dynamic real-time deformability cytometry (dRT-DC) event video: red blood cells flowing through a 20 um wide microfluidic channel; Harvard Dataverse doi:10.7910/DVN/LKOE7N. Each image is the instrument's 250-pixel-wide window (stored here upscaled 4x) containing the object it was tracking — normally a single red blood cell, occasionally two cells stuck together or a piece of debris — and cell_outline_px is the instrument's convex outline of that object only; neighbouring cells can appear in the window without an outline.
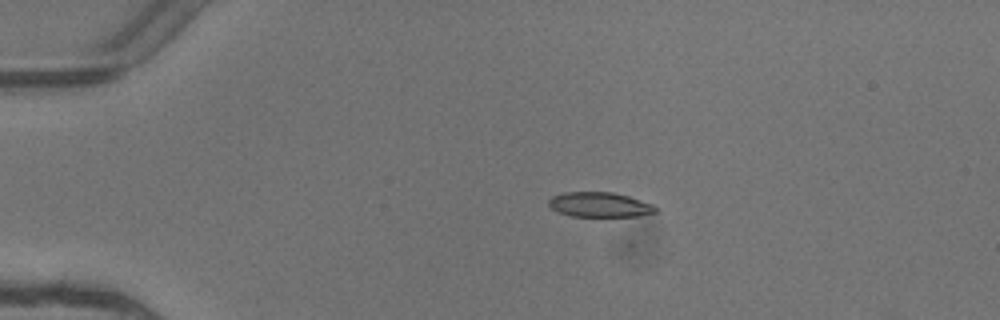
{"species": "common noctule bat (a hibernating species)", "species_latin": "Nyctalus noctula", "temperature_condition": "warm", "stored_images_in_passage": 2, "camera_frame_rate_fps": 3000, "um_per_image_px": 0.085, "animal": {"sex": "female"}, "frame": {"image": 1, "passage_image": 2, "time_ms": 0.333, "image_size_px": [1000, 320], "cell_outline_px": [[656, 212], [636, 216], [572, 216], [560, 212], [552, 208], [548, 204], [548, 200], [552, 196], [564, 192], [612, 192], [628, 196], [652, 204], [656, 208]], "centroid_in_image_um": [50.95, 17.39], "position_along_channel_um": 34.1, "area_um2": 15.26}}